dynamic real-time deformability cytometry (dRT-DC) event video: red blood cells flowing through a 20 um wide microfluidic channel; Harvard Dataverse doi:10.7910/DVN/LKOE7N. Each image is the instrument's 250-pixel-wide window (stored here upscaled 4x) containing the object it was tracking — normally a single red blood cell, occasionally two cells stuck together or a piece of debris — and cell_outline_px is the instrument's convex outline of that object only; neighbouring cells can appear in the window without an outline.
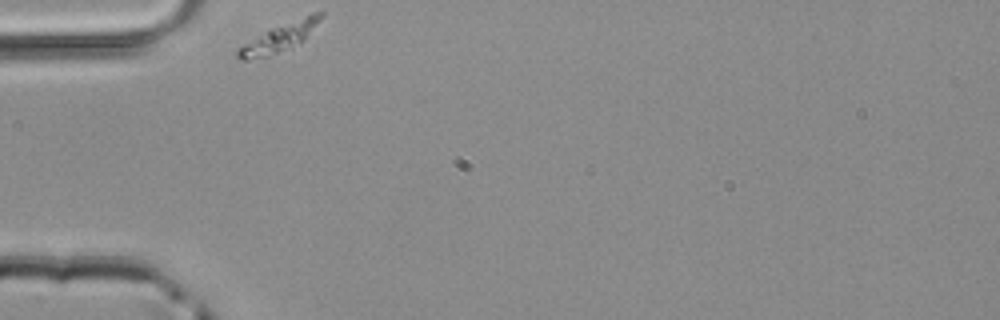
{"species": "common noctule bat (a hibernating species)", "species_latin": "Nyctalus noctula", "temperature_condition": "room temperature", "stored_images_in_passage": 29, "camera_frame_rate_fps": 3000, "um_per_image_px": 0.085, "animal": {"sex": "male", "body_mass_g": 20.4}, "frame": {"image": 1, "passage_image": 1, "time_ms": 0.0, "image_size_px": [1000, 320], "cell_outline_px": [[324, 16], [304, 40], [300, 44], [268, 56], [248, 60], [240, 60], [236, 56], [236, 52], [240, 48], [268, 28], [312, 12], [324, 12]], "centroid_in_image_um": [23.81, 3.16], "position_along_channel_um": 61.2, "area_um2": 13.81}}
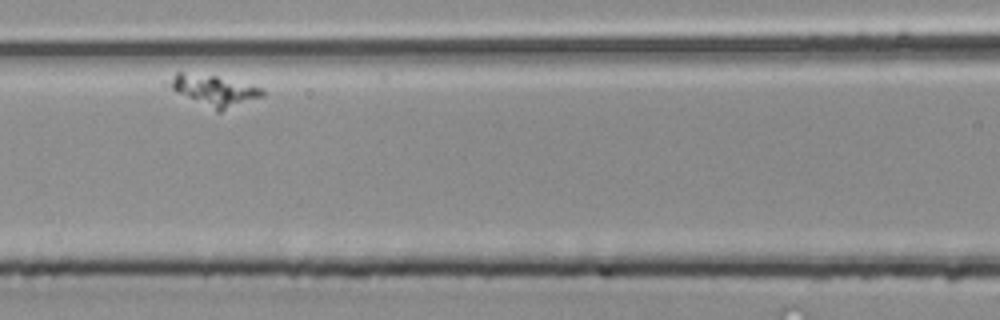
{"frame": {"image": 2, "passage_image": 9, "time_ms": 2.667, "image_size_px": [1000, 320], "cell_outline_px": [[264, 96], [220, 112], [216, 112], [176, 92], [172, 88], [172, 80], [176, 72], [180, 72], [216, 76], [264, 88]], "centroid_in_image_um": [18.27, 7.72], "position_along_channel_um": 148.3, "area_um2": 16.42}}
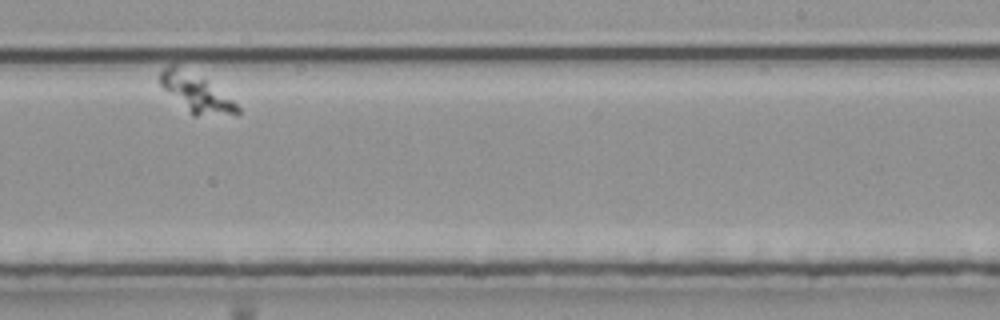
{"frame": {"image": 3, "passage_image": 20, "time_ms": 6.333, "image_size_px": [1000, 320], "cell_outline_px": [[240, 112], [196, 116], [192, 116], [160, 84], [160, 72], [168, 64], [176, 64], [204, 80], [232, 100], [240, 108]], "centroid_in_image_um": [16.59, 7.89], "position_along_channel_um": 272.4, "area_um2": 16.3}}